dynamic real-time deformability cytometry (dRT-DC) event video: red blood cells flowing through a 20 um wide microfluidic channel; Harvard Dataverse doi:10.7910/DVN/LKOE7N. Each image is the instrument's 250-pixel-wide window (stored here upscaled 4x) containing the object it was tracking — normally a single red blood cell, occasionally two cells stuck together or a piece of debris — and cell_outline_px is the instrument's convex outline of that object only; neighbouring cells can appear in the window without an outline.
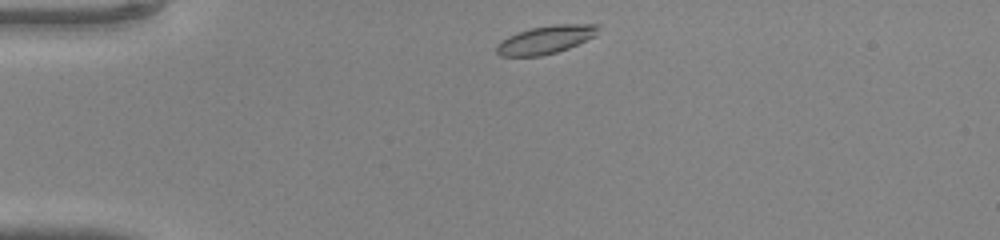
{"species": "common noctule bat (a hibernating species)", "species_latin": "Nyctalus noctula", "temperature_condition": "warm", "stored_images_in_passage": 30, "camera_frame_rate_fps": 3000, "um_per_image_px": 0.085, "animal": {"sex": "male", "body_mass_g": 20.0, "forearm_length_mm": 53.3}, "frame": {"image": 1, "passage_image": 1, "time_ms": 0.0, "image_size_px": [1000, 240], "cell_outline_px": [[600, 24], [596, 36], [568, 48], [556, 52], [540, 56], [500, 56], [496, 52], [496, 44], [500, 40], [508, 36], [532, 28], [556, 24]], "centroid_in_image_um": [46.38, 3.37], "position_along_channel_um": 38.6, "area_um2": 16.59}}
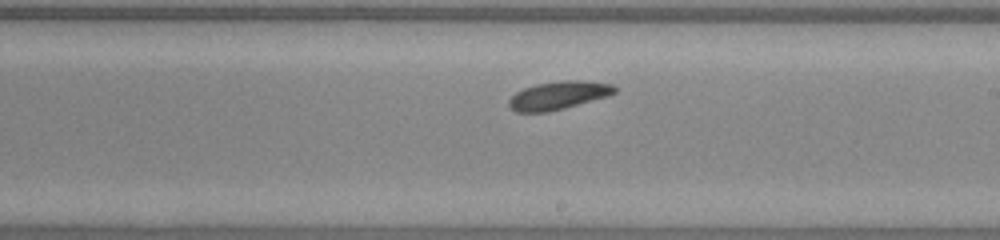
{"frame": {"image": 2, "passage_image": 18, "time_ms": 5.667, "image_size_px": [1000, 240], "cell_outline_px": [[616, 92], [608, 96], [564, 108], [548, 112], [516, 112], [508, 104], [508, 100], [516, 92], [524, 88], [536, 84], [564, 80], [584, 80], [612, 84], [616, 88]], "centroid_in_image_um": [47.47, 8.1], "position_along_channel_um": 241.5, "area_um2": 17.28}}
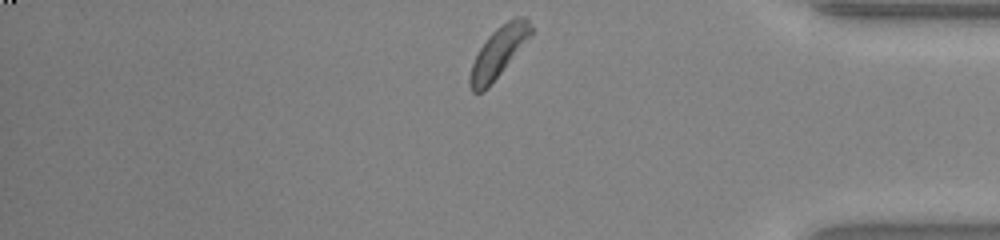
{"frame": {"image": 3, "passage_image": 30, "time_ms": 9.667, "image_size_px": [1000, 240], "cell_outline_px": [[532, 36], [488, 88], [484, 92], [472, 92], [468, 84], [468, 76], [472, 64], [480, 48], [488, 36], [496, 28], [508, 20], [516, 16], [524, 16], [528, 20], [532, 28]], "centroid_in_image_um": [42.37, 4.45], "position_along_channel_um": 392.8, "area_um2": 18.03}}